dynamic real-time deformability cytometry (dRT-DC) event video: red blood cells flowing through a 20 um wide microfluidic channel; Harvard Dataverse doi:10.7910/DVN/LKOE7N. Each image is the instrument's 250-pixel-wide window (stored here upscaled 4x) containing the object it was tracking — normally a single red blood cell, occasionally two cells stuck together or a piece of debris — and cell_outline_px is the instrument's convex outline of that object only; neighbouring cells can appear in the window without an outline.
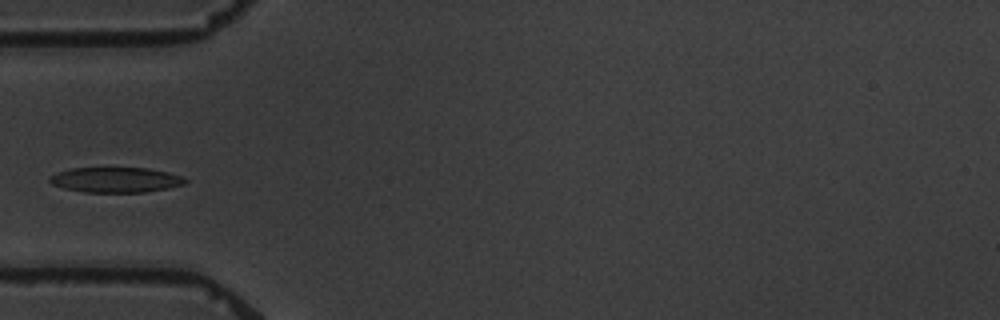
{"species": "common noctule bat (a hibernating species)", "species_latin": "Nyctalus noctula", "temperature_condition": "warm", "stored_images_in_passage": 4, "camera_frame_rate_fps": 3000, "um_per_image_px": 0.085, "animal": {"sex": "male", "body_mass_g": 19.5, "forearm_length_mm": 54.6}, "frame": {"image": 1, "passage_image": 4, "time_ms": 4.333, "image_size_px": [1000, 320], "cell_outline_px": [[188, 180], [184, 184], [168, 188], [144, 192], [84, 192], [64, 188], [52, 184], [48, 180], [48, 176], [56, 172], [72, 168], [148, 168], [168, 172], [180, 176]], "centroid_in_image_um": [9.8, 15.28], "position_along_channel_um": 75.2, "area_um2": 19.88}}